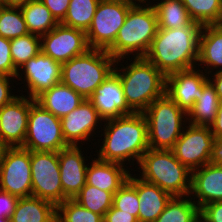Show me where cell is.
<instances>
[{
	"label": "cell",
	"mask_w": 222,
	"mask_h": 222,
	"mask_svg": "<svg viewBox=\"0 0 222 222\" xmlns=\"http://www.w3.org/2000/svg\"><path fill=\"white\" fill-rule=\"evenodd\" d=\"M103 122L104 135L101 134L100 137L103 136L104 139L101 138L103 141L99 151L97 150V158L123 165L134 164L136 161L138 165L149 149L147 122L143 113L124 115Z\"/></svg>",
	"instance_id": "obj_1"
},
{
	"label": "cell",
	"mask_w": 222,
	"mask_h": 222,
	"mask_svg": "<svg viewBox=\"0 0 222 222\" xmlns=\"http://www.w3.org/2000/svg\"><path fill=\"white\" fill-rule=\"evenodd\" d=\"M202 27L193 22L178 29L158 28L145 58L165 76L196 68Z\"/></svg>",
	"instance_id": "obj_2"
},
{
	"label": "cell",
	"mask_w": 222,
	"mask_h": 222,
	"mask_svg": "<svg viewBox=\"0 0 222 222\" xmlns=\"http://www.w3.org/2000/svg\"><path fill=\"white\" fill-rule=\"evenodd\" d=\"M131 59L126 67L121 59L116 60L114 71L119 75L129 108L134 113H143L153 101L166 94V76L145 57Z\"/></svg>",
	"instance_id": "obj_3"
},
{
	"label": "cell",
	"mask_w": 222,
	"mask_h": 222,
	"mask_svg": "<svg viewBox=\"0 0 222 222\" xmlns=\"http://www.w3.org/2000/svg\"><path fill=\"white\" fill-rule=\"evenodd\" d=\"M152 2H136L128 11L114 43L106 50L115 60L145 57L158 31V18ZM129 58V59H128Z\"/></svg>",
	"instance_id": "obj_4"
},
{
	"label": "cell",
	"mask_w": 222,
	"mask_h": 222,
	"mask_svg": "<svg viewBox=\"0 0 222 222\" xmlns=\"http://www.w3.org/2000/svg\"><path fill=\"white\" fill-rule=\"evenodd\" d=\"M139 177L155 184L172 196H188L191 190V172L172 150L149 148L139 164Z\"/></svg>",
	"instance_id": "obj_5"
},
{
	"label": "cell",
	"mask_w": 222,
	"mask_h": 222,
	"mask_svg": "<svg viewBox=\"0 0 222 222\" xmlns=\"http://www.w3.org/2000/svg\"><path fill=\"white\" fill-rule=\"evenodd\" d=\"M115 62L106 50L89 49L62 63L61 82L88 99L114 70Z\"/></svg>",
	"instance_id": "obj_6"
},
{
	"label": "cell",
	"mask_w": 222,
	"mask_h": 222,
	"mask_svg": "<svg viewBox=\"0 0 222 222\" xmlns=\"http://www.w3.org/2000/svg\"><path fill=\"white\" fill-rule=\"evenodd\" d=\"M143 115L151 149L171 150L187 125V113L167 94L153 101Z\"/></svg>",
	"instance_id": "obj_7"
},
{
	"label": "cell",
	"mask_w": 222,
	"mask_h": 222,
	"mask_svg": "<svg viewBox=\"0 0 222 222\" xmlns=\"http://www.w3.org/2000/svg\"><path fill=\"white\" fill-rule=\"evenodd\" d=\"M135 3L132 0H100L86 31L90 49L107 50L114 43L129 9Z\"/></svg>",
	"instance_id": "obj_8"
},
{
	"label": "cell",
	"mask_w": 222,
	"mask_h": 222,
	"mask_svg": "<svg viewBox=\"0 0 222 222\" xmlns=\"http://www.w3.org/2000/svg\"><path fill=\"white\" fill-rule=\"evenodd\" d=\"M68 146L62 134L60 118L34 100L30 105L27 134L22 148L58 152Z\"/></svg>",
	"instance_id": "obj_9"
},
{
	"label": "cell",
	"mask_w": 222,
	"mask_h": 222,
	"mask_svg": "<svg viewBox=\"0 0 222 222\" xmlns=\"http://www.w3.org/2000/svg\"><path fill=\"white\" fill-rule=\"evenodd\" d=\"M32 196L52 202H64L58 152L30 151Z\"/></svg>",
	"instance_id": "obj_10"
},
{
	"label": "cell",
	"mask_w": 222,
	"mask_h": 222,
	"mask_svg": "<svg viewBox=\"0 0 222 222\" xmlns=\"http://www.w3.org/2000/svg\"><path fill=\"white\" fill-rule=\"evenodd\" d=\"M0 190L18 198L32 196L30 151L8 147L0 163Z\"/></svg>",
	"instance_id": "obj_11"
},
{
	"label": "cell",
	"mask_w": 222,
	"mask_h": 222,
	"mask_svg": "<svg viewBox=\"0 0 222 222\" xmlns=\"http://www.w3.org/2000/svg\"><path fill=\"white\" fill-rule=\"evenodd\" d=\"M187 125L171 150L183 165L193 171L210 163L215 137L209 126Z\"/></svg>",
	"instance_id": "obj_12"
},
{
	"label": "cell",
	"mask_w": 222,
	"mask_h": 222,
	"mask_svg": "<svg viewBox=\"0 0 222 222\" xmlns=\"http://www.w3.org/2000/svg\"><path fill=\"white\" fill-rule=\"evenodd\" d=\"M89 49L85 31L61 23L41 36V51L61 64Z\"/></svg>",
	"instance_id": "obj_13"
},
{
	"label": "cell",
	"mask_w": 222,
	"mask_h": 222,
	"mask_svg": "<svg viewBox=\"0 0 222 222\" xmlns=\"http://www.w3.org/2000/svg\"><path fill=\"white\" fill-rule=\"evenodd\" d=\"M61 70V63L40 51L18 69L16 79L23 81L21 84L24 83L26 87L24 92H27L29 98L35 99L42 92L61 82Z\"/></svg>",
	"instance_id": "obj_14"
},
{
	"label": "cell",
	"mask_w": 222,
	"mask_h": 222,
	"mask_svg": "<svg viewBox=\"0 0 222 222\" xmlns=\"http://www.w3.org/2000/svg\"><path fill=\"white\" fill-rule=\"evenodd\" d=\"M21 93L0 108V139L8 147H22L26 138L30 105L35 100Z\"/></svg>",
	"instance_id": "obj_15"
},
{
	"label": "cell",
	"mask_w": 222,
	"mask_h": 222,
	"mask_svg": "<svg viewBox=\"0 0 222 222\" xmlns=\"http://www.w3.org/2000/svg\"><path fill=\"white\" fill-rule=\"evenodd\" d=\"M60 121L66 143L69 146H81L80 144L85 141H91V137L96 135L95 130L102 128L104 120L99 116L93 104L88 99H84L76 109Z\"/></svg>",
	"instance_id": "obj_16"
},
{
	"label": "cell",
	"mask_w": 222,
	"mask_h": 222,
	"mask_svg": "<svg viewBox=\"0 0 222 222\" xmlns=\"http://www.w3.org/2000/svg\"><path fill=\"white\" fill-rule=\"evenodd\" d=\"M208 75L201 69L192 68L166 76V94L186 113L203 93Z\"/></svg>",
	"instance_id": "obj_17"
},
{
	"label": "cell",
	"mask_w": 222,
	"mask_h": 222,
	"mask_svg": "<svg viewBox=\"0 0 222 222\" xmlns=\"http://www.w3.org/2000/svg\"><path fill=\"white\" fill-rule=\"evenodd\" d=\"M88 100L104 121L134 113L126 103L122 83L114 70L95 89Z\"/></svg>",
	"instance_id": "obj_18"
},
{
	"label": "cell",
	"mask_w": 222,
	"mask_h": 222,
	"mask_svg": "<svg viewBox=\"0 0 222 222\" xmlns=\"http://www.w3.org/2000/svg\"><path fill=\"white\" fill-rule=\"evenodd\" d=\"M81 146H68L58 151L60 179L64 201L73 199L86 185L88 156H84ZM86 157V160H85Z\"/></svg>",
	"instance_id": "obj_19"
},
{
	"label": "cell",
	"mask_w": 222,
	"mask_h": 222,
	"mask_svg": "<svg viewBox=\"0 0 222 222\" xmlns=\"http://www.w3.org/2000/svg\"><path fill=\"white\" fill-rule=\"evenodd\" d=\"M189 196L193 197L191 199L199 209L209 203L222 201V167L208 163L193 170Z\"/></svg>",
	"instance_id": "obj_20"
},
{
	"label": "cell",
	"mask_w": 222,
	"mask_h": 222,
	"mask_svg": "<svg viewBox=\"0 0 222 222\" xmlns=\"http://www.w3.org/2000/svg\"><path fill=\"white\" fill-rule=\"evenodd\" d=\"M129 174L128 181L136 188L139 199V222H154L173 197L155 184L136 174Z\"/></svg>",
	"instance_id": "obj_21"
},
{
	"label": "cell",
	"mask_w": 222,
	"mask_h": 222,
	"mask_svg": "<svg viewBox=\"0 0 222 222\" xmlns=\"http://www.w3.org/2000/svg\"><path fill=\"white\" fill-rule=\"evenodd\" d=\"M94 159H91V164L88 163L86 184L107 192L118 191L128 179L130 168L120 163L102 161L96 157Z\"/></svg>",
	"instance_id": "obj_22"
},
{
	"label": "cell",
	"mask_w": 222,
	"mask_h": 222,
	"mask_svg": "<svg viewBox=\"0 0 222 222\" xmlns=\"http://www.w3.org/2000/svg\"><path fill=\"white\" fill-rule=\"evenodd\" d=\"M197 67L206 74L222 70V24L204 25L199 37ZM202 65V66H201Z\"/></svg>",
	"instance_id": "obj_23"
},
{
	"label": "cell",
	"mask_w": 222,
	"mask_h": 222,
	"mask_svg": "<svg viewBox=\"0 0 222 222\" xmlns=\"http://www.w3.org/2000/svg\"><path fill=\"white\" fill-rule=\"evenodd\" d=\"M84 99L72 88L59 82L38 95L35 101L61 119L76 109Z\"/></svg>",
	"instance_id": "obj_24"
},
{
	"label": "cell",
	"mask_w": 222,
	"mask_h": 222,
	"mask_svg": "<svg viewBox=\"0 0 222 222\" xmlns=\"http://www.w3.org/2000/svg\"><path fill=\"white\" fill-rule=\"evenodd\" d=\"M57 206L35 196L19 198L11 222H56Z\"/></svg>",
	"instance_id": "obj_25"
},
{
	"label": "cell",
	"mask_w": 222,
	"mask_h": 222,
	"mask_svg": "<svg viewBox=\"0 0 222 222\" xmlns=\"http://www.w3.org/2000/svg\"><path fill=\"white\" fill-rule=\"evenodd\" d=\"M220 99L209 79L203 84V93L187 113V123L210 126L217 114Z\"/></svg>",
	"instance_id": "obj_26"
},
{
	"label": "cell",
	"mask_w": 222,
	"mask_h": 222,
	"mask_svg": "<svg viewBox=\"0 0 222 222\" xmlns=\"http://www.w3.org/2000/svg\"><path fill=\"white\" fill-rule=\"evenodd\" d=\"M20 9L31 34L41 37L59 24L40 0H30Z\"/></svg>",
	"instance_id": "obj_27"
},
{
	"label": "cell",
	"mask_w": 222,
	"mask_h": 222,
	"mask_svg": "<svg viewBox=\"0 0 222 222\" xmlns=\"http://www.w3.org/2000/svg\"><path fill=\"white\" fill-rule=\"evenodd\" d=\"M156 3L152 5L157 13L158 28L178 29L193 23L182 0H159Z\"/></svg>",
	"instance_id": "obj_28"
},
{
	"label": "cell",
	"mask_w": 222,
	"mask_h": 222,
	"mask_svg": "<svg viewBox=\"0 0 222 222\" xmlns=\"http://www.w3.org/2000/svg\"><path fill=\"white\" fill-rule=\"evenodd\" d=\"M200 213L198 205L188 196H173L154 222H193Z\"/></svg>",
	"instance_id": "obj_29"
},
{
	"label": "cell",
	"mask_w": 222,
	"mask_h": 222,
	"mask_svg": "<svg viewBox=\"0 0 222 222\" xmlns=\"http://www.w3.org/2000/svg\"><path fill=\"white\" fill-rule=\"evenodd\" d=\"M193 22L201 26L222 24V0H182Z\"/></svg>",
	"instance_id": "obj_30"
},
{
	"label": "cell",
	"mask_w": 222,
	"mask_h": 222,
	"mask_svg": "<svg viewBox=\"0 0 222 222\" xmlns=\"http://www.w3.org/2000/svg\"><path fill=\"white\" fill-rule=\"evenodd\" d=\"M100 0H70L67 14L61 24L87 31Z\"/></svg>",
	"instance_id": "obj_31"
},
{
	"label": "cell",
	"mask_w": 222,
	"mask_h": 222,
	"mask_svg": "<svg viewBox=\"0 0 222 222\" xmlns=\"http://www.w3.org/2000/svg\"><path fill=\"white\" fill-rule=\"evenodd\" d=\"M113 196V192H107L86 184L73 199L84 208L104 218L105 213L113 205Z\"/></svg>",
	"instance_id": "obj_32"
},
{
	"label": "cell",
	"mask_w": 222,
	"mask_h": 222,
	"mask_svg": "<svg viewBox=\"0 0 222 222\" xmlns=\"http://www.w3.org/2000/svg\"><path fill=\"white\" fill-rule=\"evenodd\" d=\"M40 51L41 37L38 35L29 33L10 40V53L17 70Z\"/></svg>",
	"instance_id": "obj_33"
},
{
	"label": "cell",
	"mask_w": 222,
	"mask_h": 222,
	"mask_svg": "<svg viewBox=\"0 0 222 222\" xmlns=\"http://www.w3.org/2000/svg\"><path fill=\"white\" fill-rule=\"evenodd\" d=\"M29 34L20 8L3 7L0 9V36L6 39Z\"/></svg>",
	"instance_id": "obj_34"
},
{
	"label": "cell",
	"mask_w": 222,
	"mask_h": 222,
	"mask_svg": "<svg viewBox=\"0 0 222 222\" xmlns=\"http://www.w3.org/2000/svg\"><path fill=\"white\" fill-rule=\"evenodd\" d=\"M56 222H104V218L84 208L74 199H66L57 205Z\"/></svg>",
	"instance_id": "obj_35"
},
{
	"label": "cell",
	"mask_w": 222,
	"mask_h": 222,
	"mask_svg": "<svg viewBox=\"0 0 222 222\" xmlns=\"http://www.w3.org/2000/svg\"><path fill=\"white\" fill-rule=\"evenodd\" d=\"M114 208L135 216L139 222V199L136 188L128 181L114 193Z\"/></svg>",
	"instance_id": "obj_36"
},
{
	"label": "cell",
	"mask_w": 222,
	"mask_h": 222,
	"mask_svg": "<svg viewBox=\"0 0 222 222\" xmlns=\"http://www.w3.org/2000/svg\"><path fill=\"white\" fill-rule=\"evenodd\" d=\"M17 73L10 53V40L0 36V75L16 77Z\"/></svg>",
	"instance_id": "obj_37"
},
{
	"label": "cell",
	"mask_w": 222,
	"mask_h": 222,
	"mask_svg": "<svg viewBox=\"0 0 222 222\" xmlns=\"http://www.w3.org/2000/svg\"><path fill=\"white\" fill-rule=\"evenodd\" d=\"M50 10L52 16L61 23L68 11L70 0H40Z\"/></svg>",
	"instance_id": "obj_38"
},
{
	"label": "cell",
	"mask_w": 222,
	"mask_h": 222,
	"mask_svg": "<svg viewBox=\"0 0 222 222\" xmlns=\"http://www.w3.org/2000/svg\"><path fill=\"white\" fill-rule=\"evenodd\" d=\"M15 78L16 77L0 75V108L10 103L15 97L18 96V95H14L12 91L13 89L11 86L12 79H13V82H16V80L14 81Z\"/></svg>",
	"instance_id": "obj_39"
},
{
	"label": "cell",
	"mask_w": 222,
	"mask_h": 222,
	"mask_svg": "<svg viewBox=\"0 0 222 222\" xmlns=\"http://www.w3.org/2000/svg\"><path fill=\"white\" fill-rule=\"evenodd\" d=\"M18 197L0 190V218H10L15 210Z\"/></svg>",
	"instance_id": "obj_40"
},
{
	"label": "cell",
	"mask_w": 222,
	"mask_h": 222,
	"mask_svg": "<svg viewBox=\"0 0 222 222\" xmlns=\"http://www.w3.org/2000/svg\"><path fill=\"white\" fill-rule=\"evenodd\" d=\"M200 213L210 222H222V201H215L203 206Z\"/></svg>",
	"instance_id": "obj_41"
},
{
	"label": "cell",
	"mask_w": 222,
	"mask_h": 222,
	"mask_svg": "<svg viewBox=\"0 0 222 222\" xmlns=\"http://www.w3.org/2000/svg\"><path fill=\"white\" fill-rule=\"evenodd\" d=\"M104 222H138V219L126 212H122L113 206L105 213Z\"/></svg>",
	"instance_id": "obj_42"
},
{
	"label": "cell",
	"mask_w": 222,
	"mask_h": 222,
	"mask_svg": "<svg viewBox=\"0 0 222 222\" xmlns=\"http://www.w3.org/2000/svg\"><path fill=\"white\" fill-rule=\"evenodd\" d=\"M210 163L222 167V136L214 139Z\"/></svg>",
	"instance_id": "obj_43"
},
{
	"label": "cell",
	"mask_w": 222,
	"mask_h": 222,
	"mask_svg": "<svg viewBox=\"0 0 222 222\" xmlns=\"http://www.w3.org/2000/svg\"><path fill=\"white\" fill-rule=\"evenodd\" d=\"M209 127L215 138L222 136V100L219 102L216 117Z\"/></svg>",
	"instance_id": "obj_44"
},
{
	"label": "cell",
	"mask_w": 222,
	"mask_h": 222,
	"mask_svg": "<svg viewBox=\"0 0 222 222\" xmlns=\"http://www.w3.org/2000/svg\"><path fill=\"white\" fill-rule=\"evenodd\" d=\"M211 75L208 76V79L211 82V84L215 87L219 99L222 100V70L214 72Z\"/></svg>",
	"instance_id": "obj_45"
},
{
	"label": "cell",
	"mask_w": 222,
	"mask_h": 222,
	"mask_svg": "<svg viewBox=\"0 0 222 222\" xmlns=\"http://www.w3.org/2000/svg\"><path fill=\"white\" fill-rule=\"evenodd\" d=\"M30 0H3L5 7L21 8Z\"/></svg>",
	"instance_id": "obj_46"
},
{
	"label": "cell",
	"mask_w": 222,
	"mask_h": 222,
	"mask_svg": "<svg viewBox=\"0 0 222 222\" xmlns=\"http://www.w3.org/2000/svg\"><path fill=\"white\" fill-rule=\"evenodd\" d=\"M8 148V146L0 139V163L3 159V155L5 153V150Z\"/></svg>",
	"instance_id": "obj_47"
},
{
	"label": "cell",
	"mask_w": 222,
	"mask_h": 222,
	"mask_svg": "<svg viewBox=\"0 0 222 222\" xmlns=\"http://www.w3.org/2000/svg\"><path fill=\"white\" fill-rule=\"evenodd\" d=\"M193 222H210L209 220H207L201 213H199Z\"/></svg>",
	"instance_id": "obj_48"
},
{
	"label": "cell",
	"mask_w": 222,
	"mask_h": 222,
	"mask_svg": "<svg viewBox=\"0 0 222 222\" xmlns=\"http://www.w3.org/2000/svg\"><path fill=\"white\" fill-rule=\"evenodd\" d=\"M0 222H11L10 218H0Z\"/></svg>",
	"instance_id": "obj_49"
},
{
	"label": "cell",
	"mask_w": 222,
	"mask_h": 222,
	"mask_svg": "<svg viewBox=\"0 0 222 222\" xmlns=\"http://www.w3.org/2000/svg\"><path fill=\"white\" fill-rule=\"evenodd\" d=\"M132 1L139 2V3H140V2H145V3H146V2H150V0H149V1H148V0H132Z\"/></svg>",
	"instance_id": "obj_50"
},
{
	"label": "cell",
	"mask_w": 222,
	"mask_h": 222,
	"mask_svg": "<svg viewBox=\"0 0 222 222\" xmlns=\"http://www.w3.org/2000/svg\"><path fill=\"white\" fill-rule=\"evenodd\" d=\"M5 7L3 0H0V9Z\"/></svg>",
	"instance_id": "obj_51"
}]
</instances>
